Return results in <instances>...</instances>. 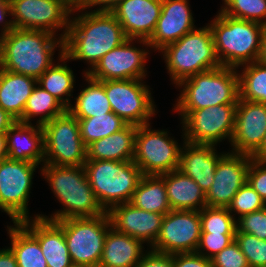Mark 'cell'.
I'll return each mask as SVG.
<instances>
[{
  "instance_id": "cell-21",
  "label": "cell",
  "mask_w": 266,
  "mask_h": 267,
  "mask_svg": "<svg viewBox=\"0 0 266 267\" xmlns=\"http://www.w3.org/2000/svg\"><path fill=\"white\" fill-rule=\"evenodd\" d=\"M188 0H162V10L155 30L147 41L151 48L160 51L194 30L195 21Z\"/></svg>"
},
{
  "instance_id": "cell-9",
  "label": "cell",
  "mask_w": 266,
  "mask_h": 267,
  "mask_svg": "<svg viewBox=\"0 0 266 267\" xmlns=\"http://www.w3.org/2000/svg\"><path fill=\"white\" fill-rule=\"evenodd\" d=\"M41 127L44 134V164L84 166L87 150L75 116L66 110Z\"/></svg>"
},
{
  "instance_id": "cell-44",
  "label": "cell",
  "mask_w": 266,
  "mask_h": 267,
  "mask_svg": "<svg viewBox=\"0 0 266 267\" xmlns=\"http://www.w3.org/2000/svg\"><path fill=\"white\" fill-rule=\"evenodd\" d=\"M174 267H212L211 259L196 252L173 254Z\"/></svg>"
},
{
  "instance_id": "cell-7",
  "label": "cell",
  "mask_w": 266,
  "mask_h": 267,
  "mask_svg": "<svg viewBox=\"0 0 266 267\" xmlns=\"http://www.w3.org/2000/svg\"><path fill=\"white\" fill-rule=\"evenodd\" d=\"M83 167L105 212L115 205L130 202L143 176L133 161L86 160Z\"/></svg>"
},
{
  "instance_id": "cell-17",
  "label": "cell",
  "mask_w": 266,
  "mask_h": 267,
  "mask_svg": "<svg viewBox=\"0 0 266 267\" xmlns=\"http://www.w3.org/2000/svg\"><path fill=\"white\" fill-rule=\"evenodd\" d=\"M251 155L227 152L218 161L211 188L206 193L210 207H228L238 190L247 182Z\"/></svg>"
},
{
  "instance_id": "cell-41",
  "label": "cell",
  "mask_w": 266,
  "mask_h": 267,
  "mask_svg": "<svg viewBox=\"0 0 266 267\" xmlns=\"http://www.w3.org/2000/svg\"><path fill=\"white\" fill-rule=\"evenodd\" d=\"M235 240V234H216L201 232L196 253L211 259ZM206 250V251H205Z\"/></svg>"
},
{
  "instance_id": "cell-46",
  "label": "cell",
  "mask_w": 266,
  "mask_h": 267,
  "mask_svg": "<svg viewBox=\"0 0 266 267\" xmlns=\"http://www.w3.org/2000/svg\"><path fill=\"white\" fill-rule=\"evenodd\" d=\"M10 16L11 12H10V2L9 0H0V24L2 23L3 27L1 30V35L9 32L10 30H12L13 24H12V20H7L5 21L6 17L8 15Z\"/></svg>"
},
{
  "instance_id": "cell-6",
  "label": "cell",
  "mask_w": 266,
  "mask_h": 267,
  "mask_svg": "<svg viewBox=\"0 0 266 267\" xmlns=\"http://www.w3.org/2000/svg\"><path fill=\"white\" fill-rule=\"evenodd\" d=\"M160 51L175 85L195 74L221 66L209 25L195 28Z\"/></svg>"
},
{
  "instance_id": "cell-31",
  "label": "cell",
  "mask_w": 266,
  "mask_h": 267,
  "mask_svg": "<svg viewBox=\"0 0 266 267\" xmlns=\"http://www.w3.org/2000/svg\"><path fill=\"white\" fill-rule=\"evenodd\" d=\"M88 86L82 89L75 98V104L67 110L76 118H90L112 112L109 100L103 87V81H97L85 74Z\"/></svg>"
},
{
  "instance_id": "cell-43",
  "label": "cell",
  "mask_w": 266,
  "mask_h": 267,
  "mask_svg": "<svg viewBox=\"0 0 266 267\" xmlns=\"http://www.w3.org/2000/svg\"><path fill=\"white\" fill-rule=\"evenodd\" d=\"M247 183L266 202V161L251 159L247 171Z\"/></svg>"
},
{
  "instance_id": "cell-26",
  "label": "cell",
  "mask_w": 266,
  "mask_h": 267,
  "mask_svg": "<svg viewBox=\"0 0 266 267\" xmlns=\"http://www.w3.org/2000/svg\"><path fill=\"white\" fill-rule=\"evenodd\" d=\"M144 244L111 227L105 237L98 267H135L144 255Z\"/></svg>"
},
{
  "instance_id": "cell-12",
  "label": "cell",
  "mask_w": 266,
  "mask_h": 267,
  "mask_svg": "<svg viewBox=\"0 0 266 267\" xmlns=\"http://www.w3.org/2000/svg\"><path fill=\"white\" fill-rule=\"evenodd\" d=\"M143 79L105 80L103 87L112 111L127 124L141 126L155 115L151 91Z\"/></svg>"
},
{
  "instance_id": "cell-28",
  "label": "cell",
  "mask_w": 266,
  "mask_h": 267,
  "mask_svg": "<svg viewBox=\"0 0 266 267\" xmlns=\"http://www.w3.org/2000/svg\"><path fill=\"white\" fill-rule=\"evenodd\" d=\"M36 85L35 78L0 68V108L19 121Z\"/></svg>"
},
{
  "instance_id": "cell-35",
  "label": "cell",
  "mask_w": 266,
  "mask_h": 267,
  "mask_svg": "<svg viewBox=\"0 0 266 267\" xmlns=\"http://www.w3.org/2000/svg\"><path fill=\"white\" fill-rule=\"evenodd\" d=\"M77 119L80 128V136L86 147L96 140L112 135L127 125V123L113 111L106 115Z\"/></svg>"
},
{
  "instance_id": "cell-34",
  "label": "cell",
  "mask_w": 266,
  "mask_h": 267,
  "mask_svg": "<svg viewBox=\"0 0 266 267\" xmlns=\"http://www.w3.org/2000/svg\"><path fill=\"white\" fill-rule=\"evenodd\" d=\"M239 74L240 98L266 104V64L260 61L241 65Z\"/></svg>"
},
{
  "instance_id": "cell-15",
  "label": "cell",
  "mask_w": 266,
  "mask_h": 267,
  "mask_svg": "<svg viewBox=\"0 0 266 267\" xmlns=\"http://www.w3.org/2000/svg\"><path fill=\"white\" fill-rule=\"evenodd\" d=\"M12 24L16 29L48 31L64 40L69 27L71 12L58 0H10Z\"/></svg>"
},
{
  "instance_id": "cell-38",
  "label": "cell",
  "mask_w": 266,
  "mask_h": 267,
  "mask_svg": "<svg viewBox=\"0 0 266 267\" xmlns=\"http://www.w3.org/2000/svg\"><path fill=\"white\" fill-rule=\"evenodd\" d=\"M235 241L250 267H266V240L252 234L236 232Z\"/></svg>"
},
{
  "instance_id": "cell-24",
  "label": "cell",
  "mask_w": 266,
  "mask_h": 267,
  "mask_svg": "<svg viewBox=\"0 0 266 267\" xmlns=\"http://www.w3.org/2000/svg\"><path fill=\"white\" fill-rule=\"evenodd\" d=\"M8 159L44 164V134L41 125L16 121L6 132Z\"/></svg>"
},
{
  "instance_id": "cell-36",
  "label": "cell",
  "mask_w": 266,
  "mask_h": 267,
  "mask_svg": "<svg viewBox=\"0 0 266 267\" xmlns=\"http://www.w3.org/2000/svg\"><path fill=\"white\" fill-rule=\"evenodd\" d=\"M201 232L236 234V219L227 207L206 206L200 210Z\"/></svg>"
},
{
  "instance_id": "cell-18",
  "label": "cell",
  "mask_w": 266,
  "mask_h": 267,
  "mask_svg": "<svg viewBox=\"0 0 266 267\" xmlns=\"http://www.w3.org/2000/svg\"><path fill=\"white\" fill-rule=\"evenodd\" d=\"M265 134L266 104L239 97L231 152L252 156L261 147Z\"/></svg>"
},
{
  "instance_id": "cell-1",
  "label": "cell",
  "mask_w": 266,
  "mask_h": 267,
  "mask_svg": "<svg viewBox=\"0 0 266 267\" xmlns=\"http://www.w3.org/2000/svg\"><path fill=\"white\" fill-rule=\"evenodd\" d=\"M69 20L63 40V54L68 60H85L90 64L87 74L109 51L120 46L127 37L110 11H86Z\"/></svg>"
},
{
  "instance_id": "cell-2",
  "label": "cell",
  "mask_w": 266,
  "mask_h": 267,
  "mask_svg": "<svg viewBox=\"0 0 266 267\" xmlns=\"http://www.w3.org/2000/svg\"><path fill=\"white\" fill-rule=\"evenodd\" d=\"M56 36L48 31L13 28L0 36V68L37 80L54 63L55 49L63 51V39Z\"/></svg>"
},
{
  "instance_id": "cell-30",
  "label": "cell",
  "mask_w": 266,
  "mask_h": 267,
  "mask_svg": "<svg viewBox=\"0 0 266 267\" xmlns=\"http://www.w3.org/2000/svg\"><path fill=\"white\" fill-rule=\"evenodd\" d=\"M144 211L167 214L171 211L164 180L158 175H143L130 201Z\"/></svg>"
},
{
  "instance_id": "cell-54",
  "label": "cell",
  "mask_w": 266,
  "mask_h": 267,
  "mask_svg": "<svg viewBox=\"0 0 266 267\" xmlns=\"http://www.w3.org/2000/svg\"><path fill=\"white\" fill-rule=\"evenodd\" d=\"M70 267H87V266H82V265L72 264Z\"/></svg>"
},
{
  "instance_id": "cell-48",
  "label": "cell",
  "mask_w": 266,
  "mask_h": 267,
  "mask_svg": "<svg viewBox=\"0 0 266 267\" xmlns=\"http://www.w3.org/2000/svg\"><path fill=\"white\" fill-rule=\"evenodd\" d=\"M0 267H18L15 256L9 248L0 250Z\"/></svg>"
},
{
  "instance_id": "cell-51",
  "label": "cell",
  "mask_w": 266,
  "mask_h": 267,
  "mask_svg": "<svg viewBox=\"0 0 266 267\" xmlns=\"http://www.w3.org/2000/svg\"><path fill=\"white\" fill-rule=\"evenodd\" d=\"M8 158L6 133H0V162Z\"/></svg>"
},
{
  "instance_id": "cell-39",
  "label": "cell",
  "mask_w": 266,
  "mask_h": 267,
  "mask_svg": "<svg viewBox=\"0 0 266 267\" xmlns=\"http://www.w3.org/2000/svg\"><path fill=\"white\" fill-rule=\"evenodd\" d=\"M266 202L260 195L246 182L233 197L231 204L227 207L232 214L236 212L238 218L251 212L263 209Z\"/></svg>"
},
{
  "instance_id": "cell-13",
  "label": "cell",
  "mask_w": 266,
  "mask_h": 267,
  "mask_svg": "<svg viewBox=\"0 0 266 267\" xmlns=\"http://www.w3.org/2000/svg\"><path fill=\"white\" fill-rule=\"evenodd\" d=\"M37 164L5 159L0 162V209L12 222L29 219L28 199Z\"/></svg>"
},
{
  "instance_id": "cell-16",
  "label": "cell",
  "mask_w": 266,
  "mask_h": 267,
  "mask_svg": "<svg viewBox=\"0 0 266 267\" xmlns=\"http://www.w3.org/2000/svg\"><path fill=\"white\" fill-rule=\"evenodd\" d=\"M133 41L150 47L146 40L127 39L120 46L106 53L87 75L97 81L145 79L146 57L149 50L134 47Z\"/></svg>"
},
{
  "instance_id": "cell-20",
  "label": "cell",
  "mask_w": 266,
  "mask_h": 267,
  "mask_svg": "<svg viewBox=\"0 0 266 267\" xmlns=\"http://www.w3.org/2000/svg\"><path fill=\"white\" fill-rule=\"evenodd\" d=\"M111 226L143 243L153 245L161 230L163 214L144 211L130 202L113 206L108 212Z\"/></svg>"
},
{
  "instance_id": "cell-14",
  "label": "cell",
  "mask_w": 266,
  "mask_h": 267,
  "mask_svg": "<svg viewBox=\"0 0 266 267\" xmlns=\"http://www.w3.org/2000/svg\"><path fill=\"white\" fill-rule=\"evenodd\" d=\"M200 236V211L171 210L164 215L161 230L150 250L165 254L193 253Z\"/></svg>"
},
{
  "instance_id": "cell-37",
  "label": "cell",
  "mask_w": 266,
  "mask_h": 267,
  "mask_svg": "<svg viewBox=\"0 0 266 267\" xmlns=\"http://www.w3.org/2000/svg\"><path fill=\"white\" fill-rule=\"evenodd\" d=\"M220 11L232 18L266 25V0H223ZM264 19V20H263Z\"/></svg>"
},
{
  "instance_id": "cell-22",
  "label": "cell",
  "mask_w": 266,
  "mask_h": 267,
  "mask_svg": "<svg viewBox=\"0 0 266 267\" xmlns=\"http://www.w3.org/2000/svg\"><path fill=\"white\" fill-rule=\"evenodd\" d=\"M183 142L178 170L192 178L206 194L213 183L216 165L225 153L219 155L215 145Z\"/></svg>"
},
{
  "instance_id": "cell-8",
  "label": "cell",
  "mask_w": 266,
  "mask_h": 267,
  "mask_svg": "<svg viewBox=\"0 0 266 267\" xmlns=\"http://www.w3.org/2000/svg\"><path fill=\"white\" fill-rule=\"evenodd\" d=\"M56 223L63 229L72 263L98 267L106 234L112 227L108 213L95 217L67 218Z\"/></svg>"
},
{
  "instance_id": "cell-45",
  "label": "cell",
  "mask_w": 266,
  "mask_h": 267,
  "mask_svg": "<svg viewBox=\"0 0 266 267\" xmlns=\"http://www.w3.org/2000/svg\"><path fill=\"white\" fill-rule=\"evenodd\" d=\"M135 267H174L173 254L146 250L142 259Z\"/></svg>"
},
{
  "instance_id": "cell-19",
  "label": "cell",
  "mask_w": 266,
  "mask_h": 267,
  "mask_svg": "<svg viewBox=\"0 0 266 267\" xmlns=\"http://www.w3.org/2000/svg\"><path fill=\"white\" fill-rule=\"evenodd\" d=\"M162 10V0H123L111 13L123 28L127 39L148 41Z\"/></svg>"
},
{
  "instance_id": "cell-49",
  "label": "cell",
  "mask_w": 266,
  "mask_h": 267,
  "mask_svg": "<svg viewBox=\"0 0 266 267\" xmlns=\"http://www.w3.org/2000/svg\"><path fill=\"white\" fill-rule=\"evenodd\" d=\"M63 6H65L71 13L83 12L85 10L86 0H58Z\"/></svg>"
},
{
  "instance_id": "cell-27",
  "label": "cell",
  "mask_w": 266,
  "mask_h": 267,
  "mask_svg": "<svg viewBox=\"0 0 266 267\" xmlns=\"http://www.w3.org/2000/svg\"><path fill=\"white\" fill-rule=\"evenodd\" d=\"M138 126L127 124L86 147V160L133 161Z\"/></svg>"
},
{
  "instance_id": "cell-25",
  "label": "cell",
  "mask_w": 266,
  "mask_h": 267,
  "mask_svg": "<svg viewBox=\"0 0 266 267\" xmlns=\"http://www.w3.org/2000/svg\"><path fill=\"white\" fill-rule=\"evenodd\" d=\"M166 185L171 210L200 211L206 207V194L190 177L176 169L159 175Z\"/></svg>"
},
{
  "instance_id": "cell-33",
  "label": "cell",
  "mask_w": 266,
  "mask_h": 267,
  "mask_svg": "<svg viewBox=\"0 0 266 267\" xmlns=\"http://www.w3.org/2000/svg\"><path fill=\"white\" fill-rule=\"evenodd\" d=\"M66 110L67 108L53 95L39 85H36L26 102L22 118L19 122L31 123L32 118L40 116L36 124L42 126L53 118L63 114Z\"/></svg>"
},
{
  "instance_id": "cell-50",
  "label": "cell",
  "mask_w": 266,
  "mask_h": 267,
  "mask_svg": "<svg viewBox=\"0 0 266 267\" xmlns=\"http://www.w3.org/2000/svg\"><path fill=\"white\" fill-rule=\"evenodd\" d=\"M15 122L14 118L0 108V133H6Z\"/></svg>"
},
{
  "instance_id": "cell-10",
  "label": "cell",
  "mask_w": 266,
  "mask_h": 267,
  "mask_svg": "<svg viewBox=\"0 0 266 267\" xmlns=\"http://www.w3.org/2000/svg\"><path fill=\"white\" fill-rule=\"evenodd\" d=\"M238 104H221L200 110H175L181 116L184 140L195 144L216 145L232 140Z\"/></svg>"
},
{
  "instance_id": "cell-52",
  "label": "cell",
  "mask_w": 266,
  "mask_h": 267,
  "mask_svg": "<svg viewBox=\"0 0 266 267\" xmlns=\"http://www.w3.org/2000/svg\"><path fill=\"white\" fill-rule=\"evenodd\" d=\"M252 158L266 161V134L261 147L252 155Z\"/></svg>"
},
{
  "instance_id": "cell-47",
  "label": "cell",
  "mask_w": 266,
  "mask_h": 267,
  "mask_svg": "<svg viewBox=\"0 0 266 267\" xmlns=\"http://www.w3.org/2000/svg\"><path fill=\"white\" fill-rule=\"evenodd\" d=\"M121 1L123 0H86L85 9L99 5V8L97 7L96 11H111V9Z\"/></svg>"
},
{
  "instance_id": "cell-53",
  "label": "cell",
  "mask_w": 266,
  "mask_h": 267,
  "mask_svg": "<svg viewBox=\"0 0 266 267\" xmlns=\"http://www.w3.org/2000/svg\"><path fill=\"white\" fill-rule=\"evenodd\" d=\"M258 61L266 64V25L264 26V31L262 34L261 51H260Z\"/></svg>"
},
{
  "instance_id": "cell-32",
  "label": "cell",
  "mask_w": 266,
  "mask_h": 267,
  "mask_svg": "<svg viewBox=\"0 0 266 267\" xmlns=\"http://www.w3.org/2000/svg\"><path fill=\"white\" fill-rule=\"evenodd\" d=\"M59 60L63 63L52 64L38 79L37 85L53 95L66 108L70 103L71 92L74 88V74L70 67H67V57L63 51H59ZM66 95V97H64Z\"/></svg>"
},
{
  "instance_id": "cell-5",
  "label": "cell",
  "mask_w": 266,
  "mask_h": 267,
  "mask_svg": "<svg viewBox=\"0 0 266 267\" xmlns=\"http://www.w3.org/2000/svg\"><path fill=\"white\" fill-rule=\"evenodd\" d=\"M239 70L220 66L184 79L174 110H200L221 104H238Z\"/></svg>"
},
{
  "instance_id": "cell-42",
  "label": "cell",
  "mask_w": 266,
  "mask_h": 267,
  "mask_svg": "<svg viewBox=\"0 0 266 267\" xmlns=\"http://www.w3.org/2000/svg\"><path fill=\"white\" fill-rule=\"evenodd\" d=\"M211 263L212 267H250L235 240L213 256Z\"/></svg>"
},
{
  "instance_id": "cell-29",
  "label": "cell",
  "mask_w": 266,
  "mask_h": 267,
  "mask_svg": "<svg viewBox=\"0 0 266 267\" xmlns=\"http://www.w3.org/2000/svg\"><path fill=\"white\" fill-rule=\"evenodd\" d=\"M13 226H7L11 239L8 248L18 267H48L38 240L20 222H14Z\"/></svg>"
},
{
  "instance_id": "cell-3",
  "label": "cell",
  "mask_w": 266,
  "mask_h": 267,
  "mask_svg": "<svg viewBox=\"0 0 266 267\" xmlns=\"http://www.w3.org/2000/svg\"><path fill=\"white\" fill-rule=\"evenodd\" d=\"M42 166L41 174L64 207L50 218L42 214L39 217L56 222L67 218L101 216L105 213L94 195L83 166Z\"/></svg>"
},
{
  "instance_id": "cell-23",
  "label": "cell",
  "mask_w": 266,
  "mask_h": 267,
  "mask_svg": "<svg viewBox=\"0 0 266 267\" xmlns=\"http://www.w3.org/2000/svg\"><path fill=\"white\" fill-rule=\"evenodd\" d=\"M20 223L38 240L48 267H70L73 264L63 229L56 222L37 214L34 219Z\"/></svg>"
},
{
  "instance_id": "cell-4",
  "label": "cell",
  "mask_w": 266,
  "mask_h": 267,
  "mask_svg": "<svg viewBox=\"0 0 266 267\" xmlns=\"http://www.w3.org/2000/svg\"><path fill=\"white\" fill-rule=\"evenodd\" d=\"M221 66L238 67L258 61L264 25L232 18L221 11L208 23Z\"/></svg>"
},
{
  "instance_id": "cell-11",
  "label": "cell",
  "mask_w": 266,
  "mask_h": 267,
  "mask_svg": "<svg viewBox=\"0 0 266 267\" xmlns=\"http://www.w3.org/2000/svg\"><path fill=\"white\" fill-rule=\"evenodd\" d=\"M150 124L138 126L133 162L143 175H162L178 169L181 146L168 137V131L151 130Z\"/></svg>"
},
{
  "instance_id": "cell-40",
  "label": "cell",
  "mask_w": 266,
  "mask_h": 267,
  "mask_svg": "<svg viewBox=\"0 0 266 267\" xmlns=\"http://www.w3.org/2000/svg\"><path fill=\"white\" fill-rule=\"evenodd\" d=\"M236 232L252 234L266 240V207L236 219Z\"/></svg>"
}]
</instances>
